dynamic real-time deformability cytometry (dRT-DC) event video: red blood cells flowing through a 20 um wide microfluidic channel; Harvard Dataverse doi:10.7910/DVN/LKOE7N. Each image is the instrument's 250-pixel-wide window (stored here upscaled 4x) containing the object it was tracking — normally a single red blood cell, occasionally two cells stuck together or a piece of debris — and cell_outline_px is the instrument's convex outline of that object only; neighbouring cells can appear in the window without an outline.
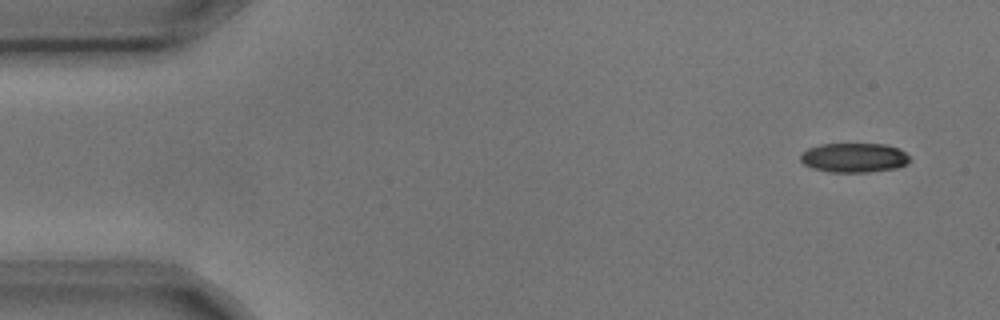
{"species": "common noctule bat (a hibernating species)", "species_latin": "Nyctalus noctula", "temperature_condition": "cold", "stored_images_in_passage": 5, "camera_frame_rate_fps": 3000, "um_per_image_px": 0.085, "animal": {"sex": "male", "body_mass_g": 17.9, "forearm_length_mm": 54.2}, "frame": {"image": 1, "passage_image": 1, "time_ms": 0.0, "image_size_px": [1000, 320], "cell_outline_px": [[912, 160], [908, 164], [896, 168], [868, 172], [828, 172], [812, 168], [804, 164], [800, 160], [800, 152], [808, 148], [820, 144], [884, 144], [900, 148]], "centroid_in_image_um": [72.59, 13.4], "position_along_channel_um": 12.4, "area_um2": 18.96}}